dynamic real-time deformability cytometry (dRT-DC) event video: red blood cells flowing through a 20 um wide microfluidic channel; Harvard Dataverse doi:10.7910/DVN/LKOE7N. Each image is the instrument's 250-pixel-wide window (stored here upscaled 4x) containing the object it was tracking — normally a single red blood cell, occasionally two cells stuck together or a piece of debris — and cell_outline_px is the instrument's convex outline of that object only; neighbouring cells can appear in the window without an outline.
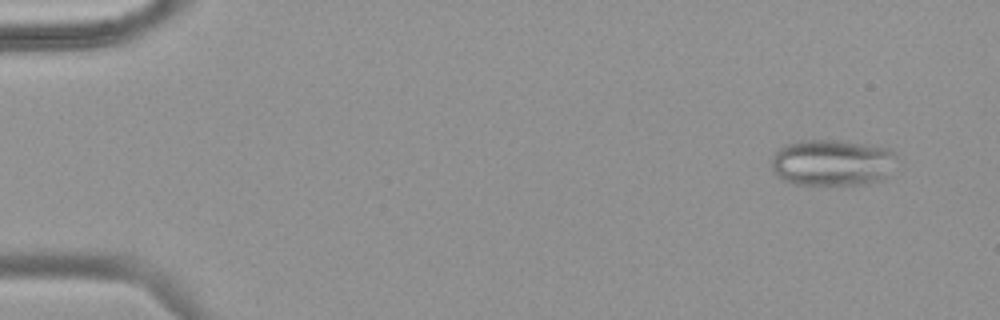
{"species": "common noctule bat (a hibernating species)", "species_latin": "Nyctalus noctula", "temperature_condition": "warm", "stored_images_in_passage": 46, "camera_frame_rate_fps": 3000, "um_per_image_px": 0.085, "animal": {"sex": "female", "body_mass_g": 18.4}, "frame": {"image": 1, "passage_image": 4, "time_ms": 1.0, "image_size_px": [1000, 320], "cell_outline_px": [[892, 152], [888, 176], [884, 180], [868, 184], [828, 188], [792, 184], [776, 176], [772, 172], [772, 156], [784, 144], [800, 140], [836, 140], [860, 144], [880, 148]], "centroid_in_image_um": [70.6, 13.91], "position_along_channel_um": 14.4, "area_um2": 34.33}}
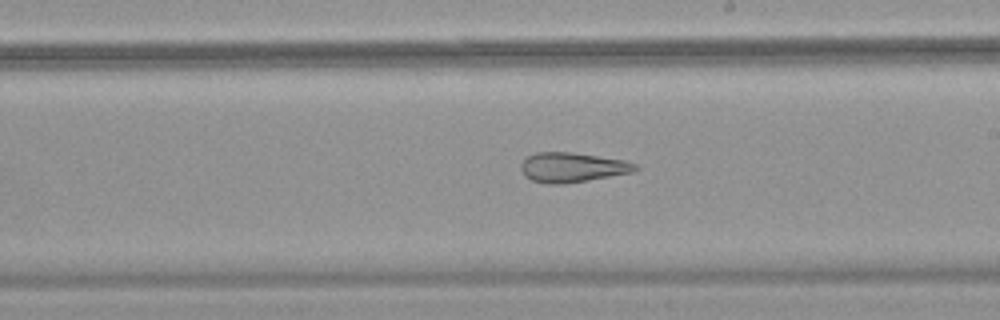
{"frame": {"image": 2, "passage_image": 29, "time_ms": 9.333, "image_size_px": [1000, 320], "cell_outline_px": [[640, 168], [632, 172], [588, 180], [560, 184], [544, 184], [532, 180], [524, 176], [520, 168], [520, 164], [528, 156], [536, 152], [568, 152], [624, 160], [636, 164]], "centroid_in_image_um": [48.6, 14.23], "position_along_channel_um": 240.4, "area_um2": 19.65}}
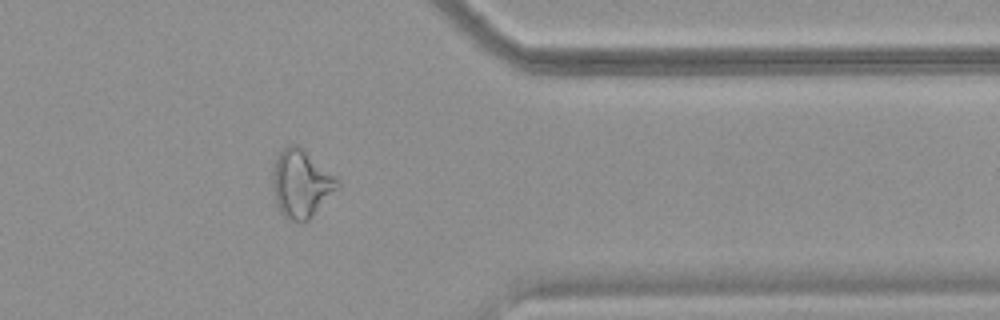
{"frame": {"image": 3, "passage_image": 40, "time_ms": 13.0, "image_size_px": [1000, 320], "cell_outline_px": [[340, 188], [304, 224], [288, 220], [280, 212], [276, 204], [272, 188], [272, 172], [276, 156], [288, 144], [300, 144], [336, 176], [340, 180]], "centroid_in_image_um": [25.61, 15.6], "position_along_channel_um": 385.8, "area_um2": 26.41}}